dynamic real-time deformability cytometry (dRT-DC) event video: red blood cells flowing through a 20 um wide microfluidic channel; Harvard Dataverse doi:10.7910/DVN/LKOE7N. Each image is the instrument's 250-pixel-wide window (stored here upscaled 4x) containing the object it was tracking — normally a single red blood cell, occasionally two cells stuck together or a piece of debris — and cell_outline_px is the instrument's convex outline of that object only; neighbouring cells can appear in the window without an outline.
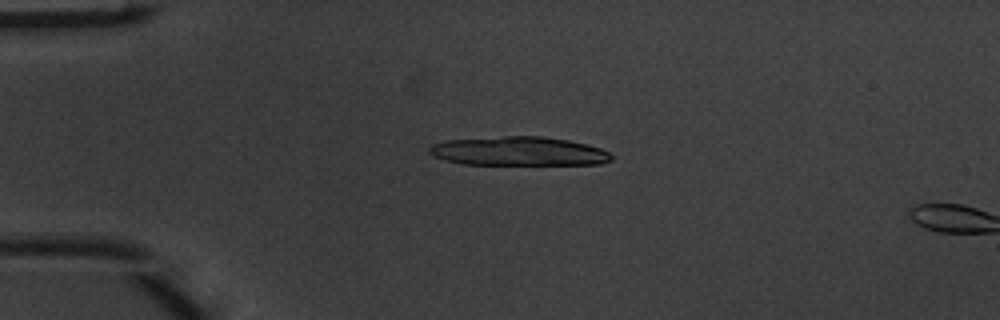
{"species": "common noctule bat (a hibernating species)", "species_latin": "Nyctalus noctula", "temperature_condition": "warm", "stored_images_in_passage": 5, "camera_frame_rate_fps": 3000, "um_per_image_px": 0.085, "animal": {"sex": "male", "body_mass_g": 20.1, "forearm_length_mm": 53.5}, "frame": {"image": 1, "passage_image": 4, "time_ms": 1.0, "image_size_px": [1000, 320], "cell_outline_px": [[612, 160], [600, 164], [464, 164], [444, 160], [428, 152], [428, 148], [432, 144], [448, 140], [504, 136], [544, 136], [568, 140], [588, 144], [600, 148], [608, 152], [612, 156]], "centroid_in_image_um": [44.1, 12.85], "position_along_channel_um": 40.9, "area_um2": 30.63}}